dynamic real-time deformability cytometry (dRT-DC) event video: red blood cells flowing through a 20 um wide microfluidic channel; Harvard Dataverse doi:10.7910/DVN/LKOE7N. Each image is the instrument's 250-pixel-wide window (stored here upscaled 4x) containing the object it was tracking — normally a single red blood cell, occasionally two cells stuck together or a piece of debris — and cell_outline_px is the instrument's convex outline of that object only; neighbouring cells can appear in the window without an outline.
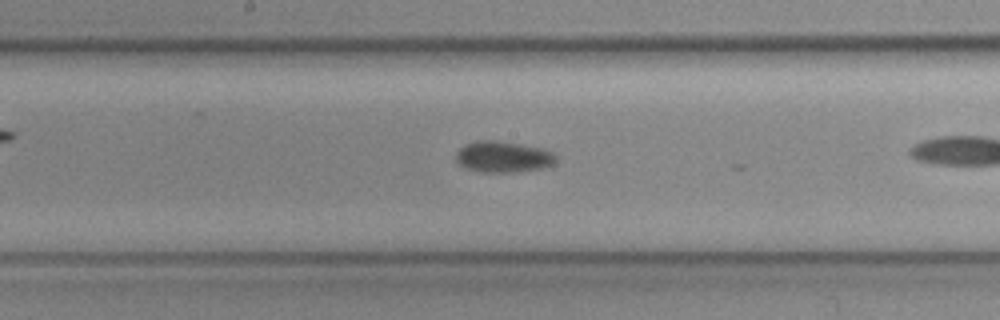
{"species": "common noctule bat (a hibernating species)", "species_latin": "Nyctalus noctula", "temperature_condition": "cold", "stored_images_in_passage": 31, "camera_frame_rate_fps": 3000, "um_per_image_px": 0.085, "animal": {"sex": "female", "body_mass_g": 19.3, "forearm_length_mm": 54.1}, "frame": {"image": 1, "passage_image": 18, "time_ms": 5.667, "image_size_px": [1000, 320], "cell_outline_px": [[556, 160], [552, 164], [540, 168], [512, 172], [480, 172], [468, 168], [460, 164], [456, 160], [456, 152], [464, 144], [476, 140], [496, 140], [544, 148], [552, 152], [556, 156]], "centroid_in_image_um": [42.74, 13.31], "position_along_channel_um": 205.5, "area_um2": 18.09}}
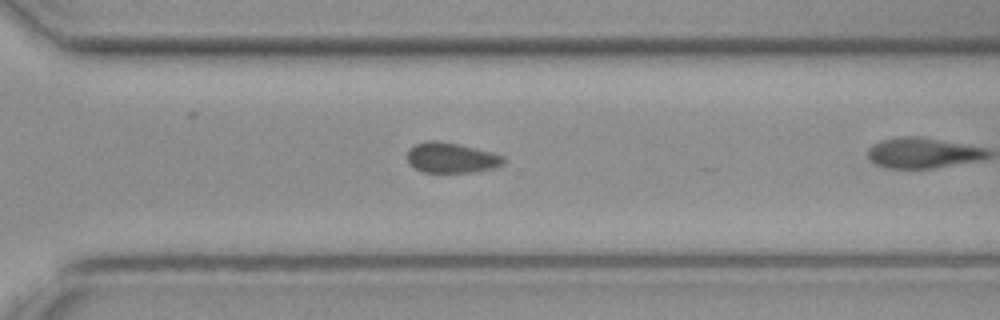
{"frame": {"image": 2, "passage_image": 27, "time_ms": 8.667, "image_size_px": [1000, 320], "cell_outline_px": [[504, 164], [492, 168], [476, 172], [424, 172], [408, 164], [408, 148], [416, 144], [428, 140], [436, 140], [460, 144], [492, 152], [504, 156]], "centroid_in_image_um": [38.36, 13.4], "position_along_channel_um": 332.2, "area_um2": 17.05}}